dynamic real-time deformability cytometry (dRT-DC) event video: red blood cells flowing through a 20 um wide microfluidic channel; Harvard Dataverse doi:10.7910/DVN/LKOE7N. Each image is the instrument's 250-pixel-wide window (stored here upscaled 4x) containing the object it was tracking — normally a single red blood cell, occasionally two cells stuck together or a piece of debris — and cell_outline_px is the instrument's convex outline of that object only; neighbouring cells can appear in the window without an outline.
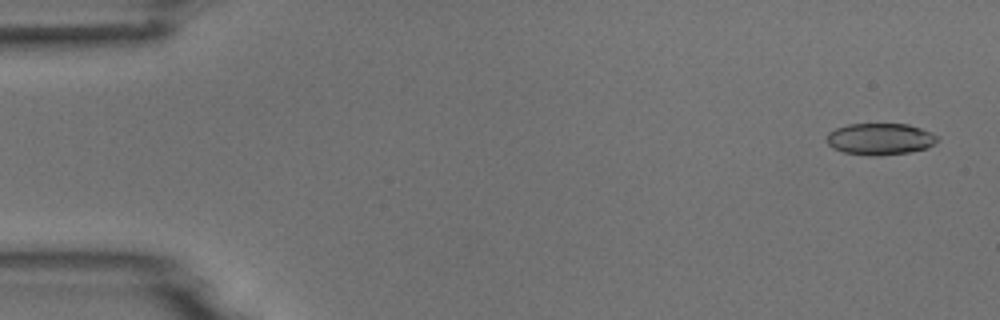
{"species": "common noctule bat (a hibernating species)", "species_latin": "Nyctalus noctula", "temperature_condition": "room temperature", "stored_images_in_passage": 6, "camera_frame_rate_fps": 3000, "um_per_image_px": 0.085, "animal": {"sex": "male", "body_mass_g": 18.8}, "frame": {"image": 1, "passage_image": 1, "time_ms": 0.0, "image_size_px": [1000, 320], "cell_outline_px": [[940, 140], [924, 148], [908, 152], [876, 156], [844, 152], [832, 148], [828, 144], [828, 132], [836, 128], [848, 124], [908, 124], [932, 132], [940, 136]], "centroid_in_image_um": [74.82, 11.8], "position_along_channel_um": 10.2, "area_um2": 20.29}}
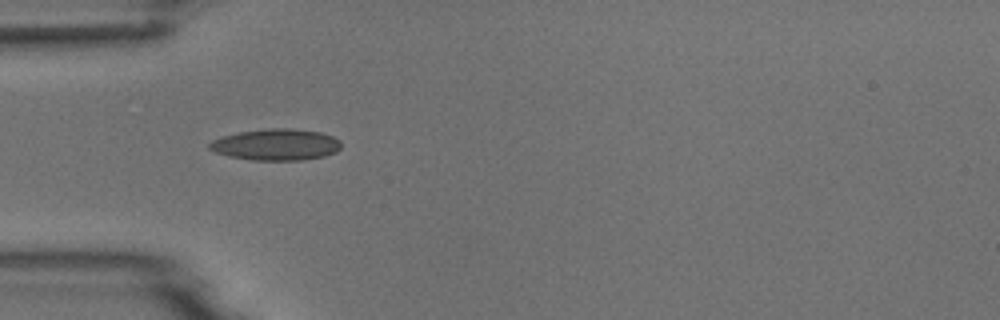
{"frame": {"image": 2, "passage_image": 5, "time_ms": 4.667, "image_size_px": [1000, 320], "cell_outline_px": [[340, 148], [336, 152], [324, 156], [300, 160], [252, 160], [228, 156], [216, 152], [208, 148], [208, 144], [212, 140], [220, 136], [240, 132], [268, 128], [288, 128], [320, 132], [332, 136], [340, 140]], "centroid_in_image_um": [23.44, 12.29], "position_along_channel_um": 61.6, "area_um2": 24.1}}